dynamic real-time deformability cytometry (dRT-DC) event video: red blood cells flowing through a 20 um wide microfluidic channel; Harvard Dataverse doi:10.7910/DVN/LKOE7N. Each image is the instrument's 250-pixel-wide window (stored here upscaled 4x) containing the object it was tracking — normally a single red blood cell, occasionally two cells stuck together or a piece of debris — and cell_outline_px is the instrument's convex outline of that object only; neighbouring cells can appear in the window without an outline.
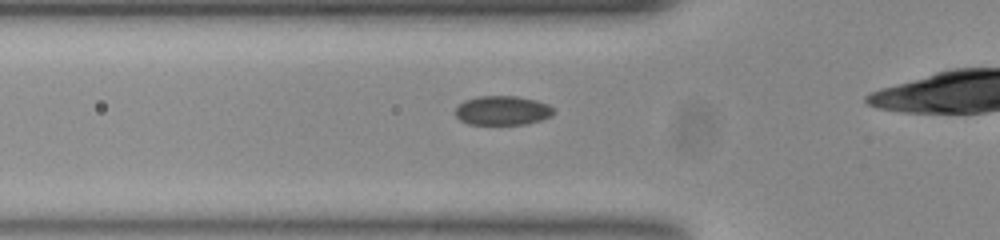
{"species": "common noctule bat (a hibernating species)", "species_latin": "Nyctalus noctula", "temperature_condition": "room temperature", "stored_images_in_passage": 38, "camera_frame_rate_fps": 3000, "um_per_image_px": 0.085, "animal": {"sex": "female", "body_mass_g": 23.0, "forearm_length_mm": 53.4}, "frame": {"image": 1, "passage_image": 12, "time_ms": 3.667, "image_size_px": [1000, 240], "cell_outline_px": [[552, 116], [528, 124], [468, 124], [460, 120], [456, 116], [456, 108], [464, 100], [480, 96], [516, 96], [536, 100], [548, 104], [552, 108]], "centroid_in_image_um": [42.7, 9.39], "position_along_channel_um": 83.1, "area_um2": 16.65}}
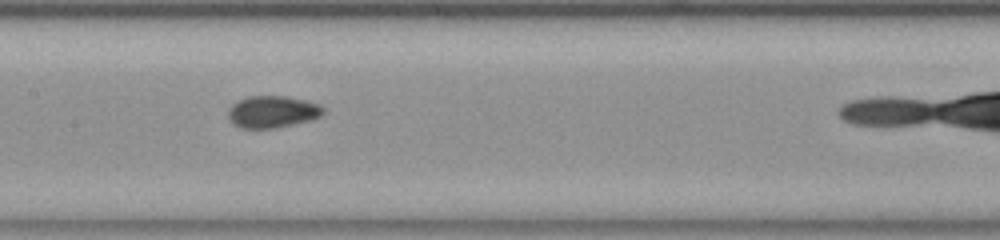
{"frame": {"image": 2, "passage_image": 20, "time_ms": 6.333, "image_size_px": [1000, 240], "cell_outline_px": [[324, 112], [320, 116], [312, 120], [272, 128], [240, 128], [228, 120], [228, 108], [236, 100], [248, 96], [288, 96], [320, 104], [324, 108]], "centroid_in_image_um": [23.13, 9.49], "position_along_channel_um": 184.3, "area_um2": 17.86}}
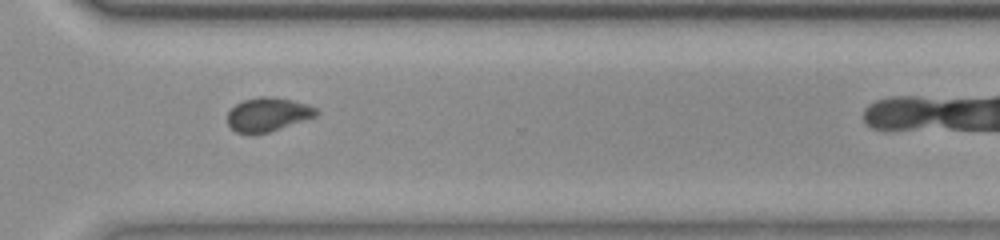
{"frame": {"image": 3, "passage_image": 33, "time_ms": 10.667, "image_size_px": [1000, 240], "cell_outline_px": [[320, 112], [316, 116], [268, 132], [236, 132], [228, 124], [228, 112], [236, 104], [244, 100], [260, 96], [268, 96], [292, 100], [308, 104], [316, 108]], "centroid_in_image_um": [22.79, 9.7], "position_along_channel_um": 347.8, "area_um2": 17.11}}